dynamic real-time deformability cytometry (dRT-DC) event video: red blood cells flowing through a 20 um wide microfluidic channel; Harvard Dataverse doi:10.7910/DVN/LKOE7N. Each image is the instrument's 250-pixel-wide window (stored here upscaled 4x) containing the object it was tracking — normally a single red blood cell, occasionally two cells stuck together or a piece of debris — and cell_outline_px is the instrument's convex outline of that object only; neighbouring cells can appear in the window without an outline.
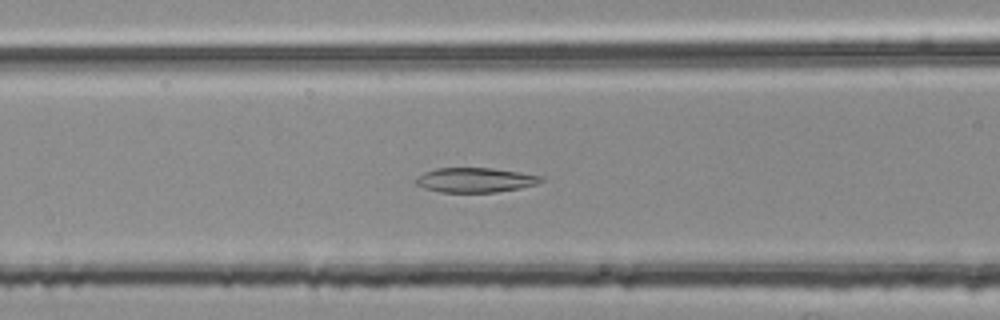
{"species": "common noctule bat (a hibernating species)", "species_latin": "Nyctalus noctula", "temperature_condition": "room temperature", "stored_images_in_passage": 50, "camera_frame_rate_fps": 3000, "um_per_image_px": 0.085, "animal": {"sex": "female", "body_mass_g": 25.1}, "frame": {"image": 1, "passage_image": 21, "time_ms": 6.667, "image_size_px": [1000, 320], "cell_outline_px": [[544, 180], [536, 184], [520, 188], [496, 192], [440, 192], [424, 188], [416, 184], [412, 180], [416, 176], [424, 172], [436, 168], [492, 168], [540, 176]], "centroid_in_image_um": [40.31, 15.3], "position_along_channel_um": 126.3, "area_um2": 17.92}}
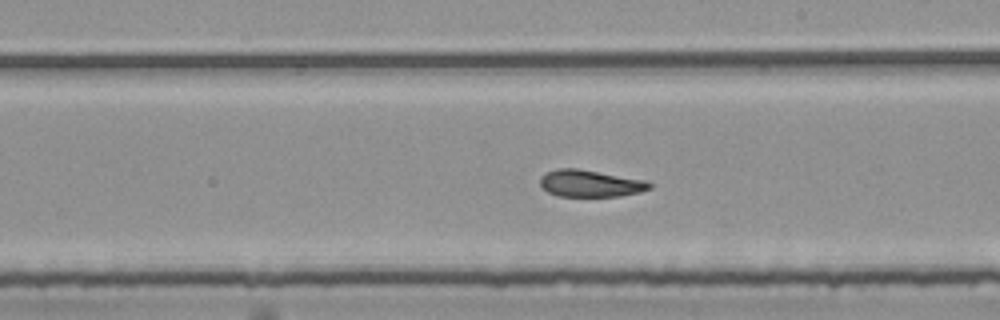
{"frame": {"image": 2, "passage_image": 30, "time_ms": 9.667, "image_size_px": [1000, 320], "cell_outline_px": [[652, 188], [640, 192], [620, 196], [556, 196], [548, 192], [540, 184], [540, 176], [556, 168], [576, 168], [644, 180], [652, 184]], "centroid_in_image_um": [50.16, 15.6], "position_along_channel_um": 238.8, "area_um2": 17.05}}
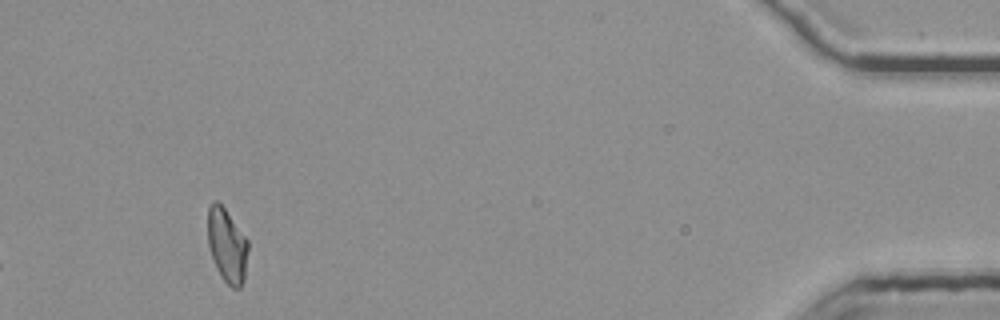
{"frame": {"image": 3, "passage_image": 50, "time_ms": 16.333, "image_size_px": [1000, 320], "cell_outline_px": [[248, 248], [244, 280], [240, 288], [232, 288], [220, 276], [216, 268], [208, 244], [208, 208], [212, 200], [216, 200], [224, 208], [248, 240]], "centroid_in_image_um": [19.29, 20.87], "position_along_channel_um": 415.9, "area_um2": 17.28}, "authors_computed_cell_mechanics": {"area_um2": 17.918, "velocity_mm_per_s": 3.7637, "shape_relaxation_time_tau1_ms": null, "shape_relaxation_time_tau2_ms": 3.4805, "deformation_change_tau1": null, "deformation_change_tau2": 0.1167}}